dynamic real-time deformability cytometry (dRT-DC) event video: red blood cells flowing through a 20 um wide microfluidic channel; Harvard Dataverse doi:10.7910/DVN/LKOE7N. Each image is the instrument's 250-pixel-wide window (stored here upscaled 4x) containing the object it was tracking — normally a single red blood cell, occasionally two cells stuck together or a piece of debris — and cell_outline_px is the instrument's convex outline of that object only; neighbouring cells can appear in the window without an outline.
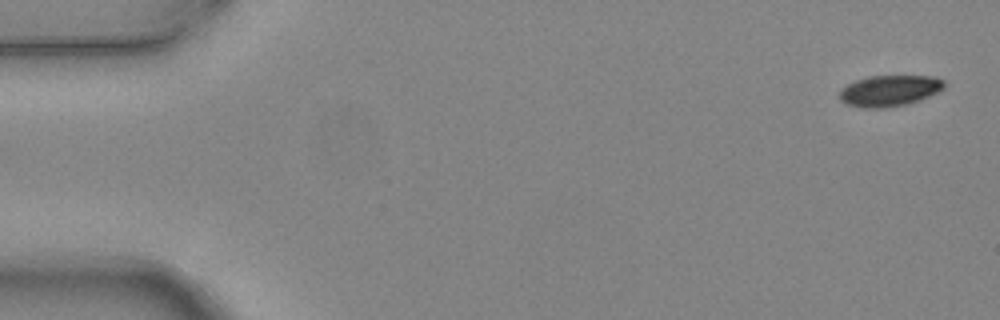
{"species": "common noctule bat (a hibernating species)", "species_latin": "Nyctalus noctula", "temperature_condition": "warm", "stored_images_in_passage": 5, "camera_frame_rate_fps": 3000, "um_per_image_px": 0.085, "animal": {"sex": "female", "body_mass_g": 24.6, "forearm_length_mm": 56.2}, "frame": {"image": 1, "passage_image": 1, "time_ms": 0.0, "image_size_px": [1000, 320], "cell_outline_px": [[944, 88], [920, 100], [908, 104], [884, 108], [860, 108], [848, 104], [840, 100], [840, 88], [856, 80], [868, 76], [936, 76], [944, 80]], "centroid_in_image_um": [75.6, 7.71], "position_along_channel_um": 9.4, "area_um2": 19.02}}
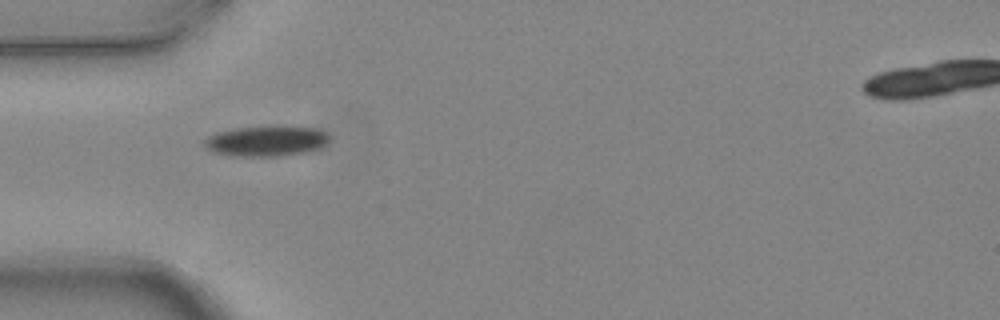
{"frame": {"image": 2, "passage_image": 4, "time_ms": 1.0, "image_size_px": [1000, 320], "cell_outline_px": [[328, 144], [320, 148], [304, 152], [280, 156], [228, 156], [212, 152], [204, 144], [204, 140], [208, 136], [216, 132], [236, 128], [316, 128], [328, 132]], "centroid_in_image_um": [22.61, 12.02], "position_along_channel_um": 62.4, "area_um2": 21.68}}
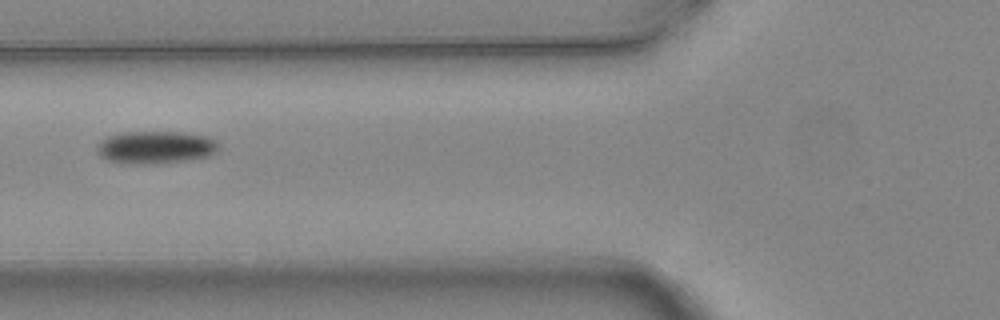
{"frame": {"image": 3, "passage_image": 5, "time_ms": 1.333, "image_size_px": [1000, 320], "cell_outline_px": [[220, 148], [216, 152], [208, 156], [184, 160], [148, 164], [128, 164], [108, 160], [100, 156], [96, 152], [96, 144], [100, 140], [108, 136], [124, 132], [184, 132], [208, 136], [216, 140], [220, 144]], "centroid_in_image_um": [13.21, 12.51], "position_along_channel_um": 112.6, "area_um2": 23.35}}